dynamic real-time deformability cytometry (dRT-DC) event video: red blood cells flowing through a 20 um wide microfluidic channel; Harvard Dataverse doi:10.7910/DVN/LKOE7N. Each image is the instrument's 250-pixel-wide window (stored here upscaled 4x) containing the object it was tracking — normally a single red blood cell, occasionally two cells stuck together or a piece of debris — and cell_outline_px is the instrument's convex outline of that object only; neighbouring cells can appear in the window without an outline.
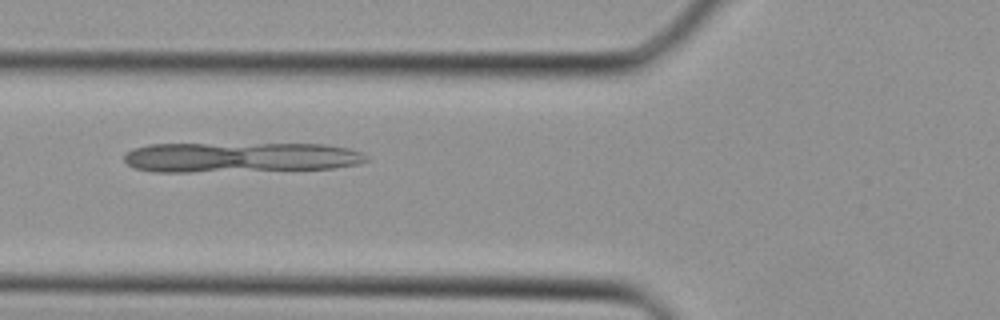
{"species": "Egyptian fruit bat (a non-hibernating species)", "species_latin": "Rousettus aegyptiacus", "temperature_condition": "cold", "stored_images_in_passage": 17, "camera_frame_rate_fps": 3000, "um_per_image_px": 0.085, "animal": {"sex": "female"}, "frame": {"image": 1, "passage_image": 6, "time_ms": 1.667, "image_size_px": [1000, 320], "cell_outline_px": [[368, 160], [360, 164], [332, 168], [192, 172], [156, 172], [136, 168], [128, 164], [124, 160], [124, 152], [132, 148], [148, 144], [324, 144], [348, 148], [360, 152], [368, 156]], "centroid_in_image_um": [20.39, 13.37], "position_along_channel_um": 105.4, "area_um2": 42.6}}